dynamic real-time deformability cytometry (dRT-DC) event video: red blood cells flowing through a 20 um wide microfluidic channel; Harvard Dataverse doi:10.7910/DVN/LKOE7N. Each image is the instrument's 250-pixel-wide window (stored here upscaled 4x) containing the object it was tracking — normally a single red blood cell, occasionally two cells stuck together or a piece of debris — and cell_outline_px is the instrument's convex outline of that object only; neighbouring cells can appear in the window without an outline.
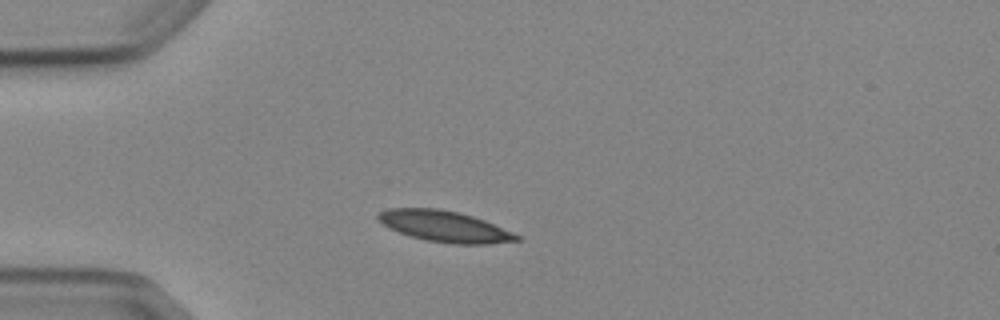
{"species": "Egyptian fruit bat (a non-hibernating species)", "species_latin": "Rousettus aegyptiacus", "temperature_condition": "cold", "stored_images_in_passage": 3, "camera_frame_rate_fps": 3000, "um_per_image_px": 0.085, "animal": {"sex": "female"}, "frame": {"image": 1, "passage_image": 2, "time_ms": 1.333, "image_size_px": [1000, 320], "cell_outline_px": [[520, 240], [488, 244], [452, 244], [428, 240], [412, 236], [388, 228], [376, 216], [380, 212], [388, 208], [436, 208], [460, 212], [484, 220], [512, 232], [520, 236]], "centroid_in_image_um": [37.8, 19.23], "position_along_channel_um": 47.2, "area_um2": 24.8}}